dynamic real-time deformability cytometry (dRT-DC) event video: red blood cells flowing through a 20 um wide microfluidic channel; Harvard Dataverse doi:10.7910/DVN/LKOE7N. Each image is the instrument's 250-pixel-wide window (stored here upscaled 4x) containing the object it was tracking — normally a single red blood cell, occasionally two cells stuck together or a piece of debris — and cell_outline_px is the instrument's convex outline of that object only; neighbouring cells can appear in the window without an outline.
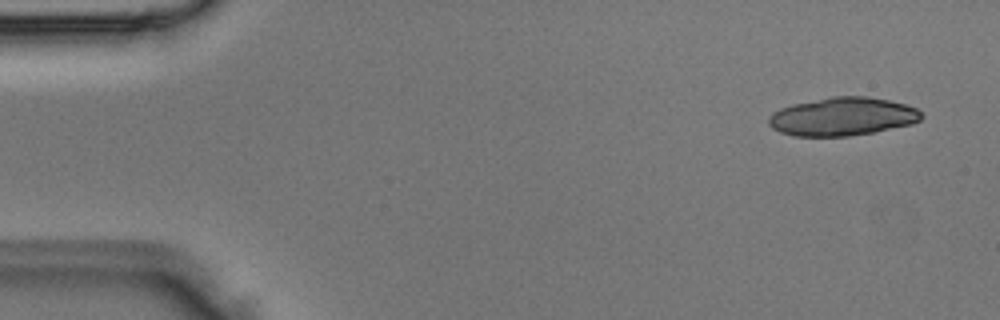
{"species": "Egyptian fruit bat (a non-hibernating species)", "species_latin": "Rousettus aegyptiacus", "temperature_condition": "room temperature", "stored_images_in_passage": 3, "camera_frame_rate_fps": 3000, "um_per_image_px": 0.085, "animal": {"sex": "male"}, "frame": {"image": 1, "passage_image": 1, "time_ms": 0.0, "image_size_px": [1000, 320], "cell_outline_px": [[924, 116], [920, 120], [912, 124], [876, 132], [848, 136], [796, 136], [780, 132], [772, 128], [768, 124], [768, 116], [772, 112], [780, 108], [792, 104], [832, 96], [868, 96], [888, 100], [904, 104], [916, 108]], "centroid_in_image_um": [71.6, 9.91], "position_along_channel_um": 13.4, "area_um2": 34.28}}